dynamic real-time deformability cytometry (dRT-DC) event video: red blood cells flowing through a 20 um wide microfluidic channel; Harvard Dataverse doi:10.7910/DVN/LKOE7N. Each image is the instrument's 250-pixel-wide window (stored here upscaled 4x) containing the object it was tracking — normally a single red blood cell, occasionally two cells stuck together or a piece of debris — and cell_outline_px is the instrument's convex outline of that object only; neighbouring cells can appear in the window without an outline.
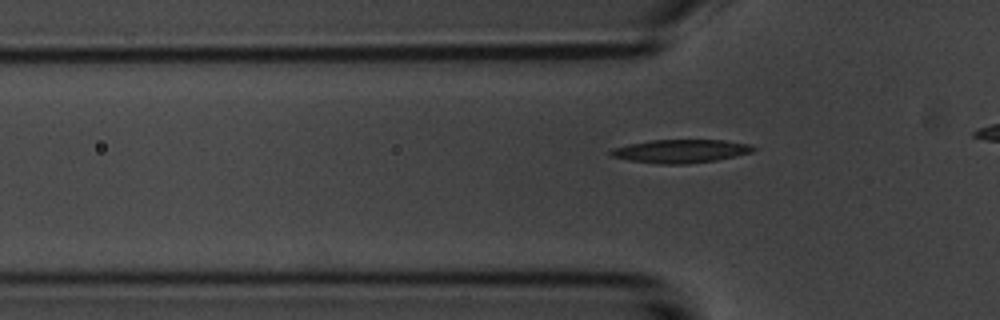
{"species": "common noctule bat (a hibernating species)", "species_latin": "Nyctalus noctula", "temperature_condition": "room temperature", "stored_images_in_passage": 7, "camera_frame_rate_fps": 3000, "um_per_image_px": 0.085, "animal": {"sex": "male", "body_mass_g": 20.1, "forearm_length_mm": 53.5}, "frame": {"image": 1, "passage_image": 7, "time_ms": 8.0, "image_size_px": [1000, 320], "cell_outline_px": [[756, 148], [752, 152], [736, 156], [716, 160], [688, 164], [660, 164], [628, 160], [612, 156], [608, 152], [612, 148], [628, 144], [652, 140], [724, 140], [752, 144]], "centroid_in_image_um": [57.87, 12.84], "position_along_channel_um": 67.9, "area_um2": 19.48}}